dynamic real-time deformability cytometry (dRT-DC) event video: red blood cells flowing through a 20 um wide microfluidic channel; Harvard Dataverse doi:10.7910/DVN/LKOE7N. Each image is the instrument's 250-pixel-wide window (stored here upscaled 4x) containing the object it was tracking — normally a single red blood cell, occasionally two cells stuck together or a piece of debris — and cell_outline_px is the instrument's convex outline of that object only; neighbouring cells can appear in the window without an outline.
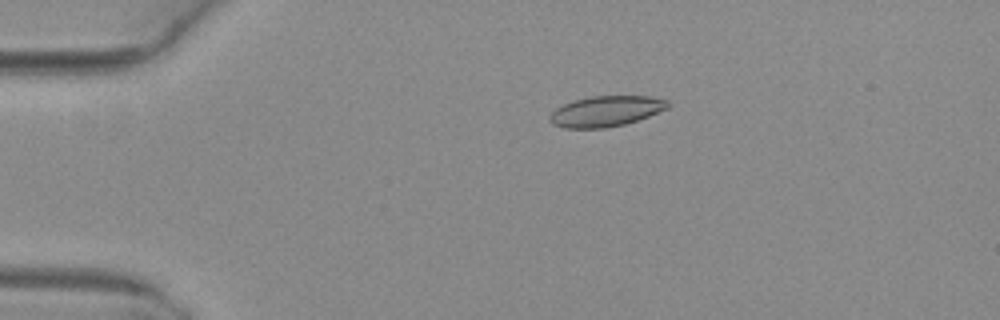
{"species": "common noctule bat (a hibernating species)", "species_latin": "Nyctalus noctula", "temperature_condition": "warm", "stored_images_in_passage": 26, "camera_frame_rate_fps": 3000, "um_per_image_px": 0.085, "animal": {"sex": "female", "body_mass_g": 29.2, "forearm_length_mm": 56.3}, "frame": {"image": 1, "passage_image": 9, "time_ms": 2.667, "image_size_px": [1000, 320], "cell_outline_px": [[672, 104], [668, 108], [648, 116], [624, 124], [604, 128], [564, 128], [552, 124], [548, 120], [548, 116], [556, 108], [564, 104], [576, 100], [592, 96], [652, 96], [668, 100]], "centroid_in_image_um": [51.51, 9.45], "position_along_channel_um": 33.5, "area_um2": 21.04}}
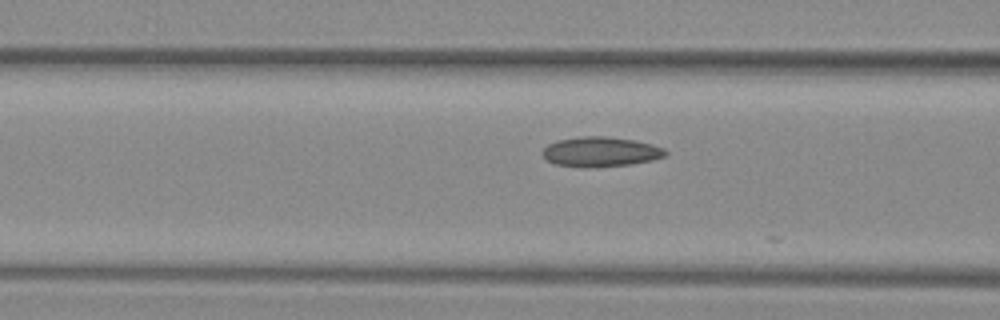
{"frame": {"image": 2, "passage_image": 19, "time_ms": 6.0, "image_size_px": [1000, 320], "cell_outline_px": [[668, 152], [664, 156], [652, 160], [632, 164], [596, 168], [556, 164], [548, 160], [540, 152], [548, 144], [556, 140], [580, 136], [604, 136], [636, 140], [652, 144], [664, 148]], "centroid_in_image_um": [51.06, 12.89], "position_along_channel_um": 115.5, "area_um2": 21.5}}
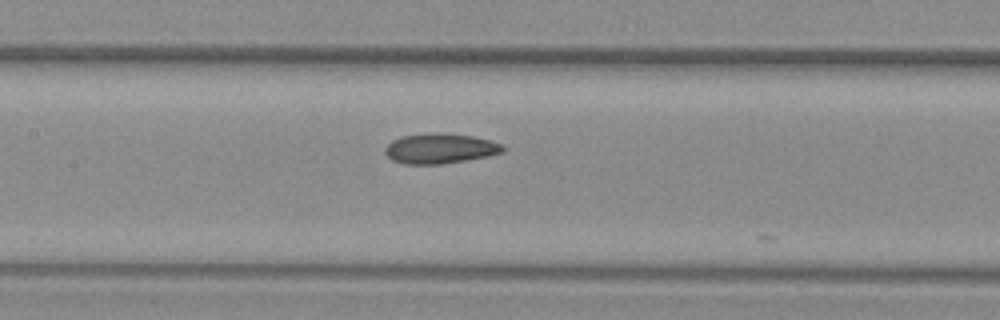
{"frame": {"image": 3, "passage_image": 23, "time_ms": 7.333, "image_size_px": [1000, 320], "cell_outline_px": [[504, 152], [464, 160], [440, 164], [404, 164], [392, 160], [384, 152], [384, 148], [392, 140], [400, 136], [428, 132], [440, 132], [472, 136], [492, 140], [500, 144], [504, 148]], "centroid_in_image_um": [37.35, 12.6], "position_along_channel_um": 170.1, "area_um2": 20.69}}